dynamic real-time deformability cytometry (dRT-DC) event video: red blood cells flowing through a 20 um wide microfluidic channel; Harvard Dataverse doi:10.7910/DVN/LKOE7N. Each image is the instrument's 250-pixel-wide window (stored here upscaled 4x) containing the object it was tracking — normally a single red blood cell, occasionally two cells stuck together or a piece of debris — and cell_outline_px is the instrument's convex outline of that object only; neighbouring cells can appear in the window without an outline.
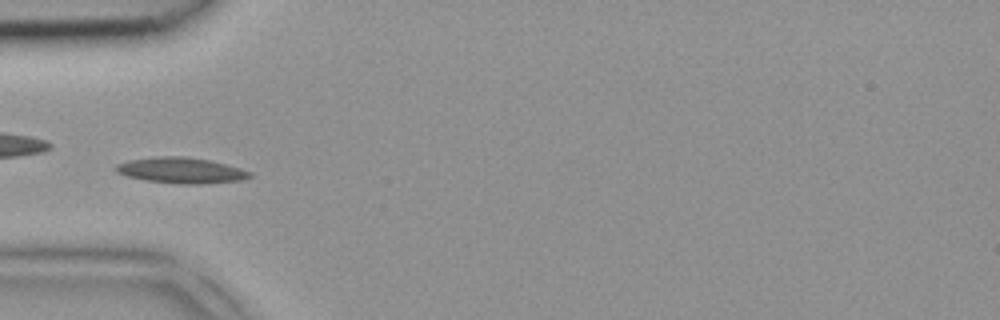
{"species": "common noctule bat (a hibernating species)", "species_latin": "Nyctalus noctula", "temperature_condition": "room temperature", "stored_images_in_passage": 5, "camera_frame_rate_fps": 3000, "um_per_image_px": 0.085, "animal": {"sex": "female", "body_mass_g": 18.4}, "frame": {"image": 1, "passage_image": 4, "time_ms": 1.0, "image_size_px": [1000, 320], "cell_outline_px": [[252, 176], [244, 180], [200, 184], [176, 184], [144, 180], [128, 176], [116, 172], [116, 164], [128, 160], [156, 156], [184, 156], [212, 160], [240, 168], [252, 172]], "centroid_in_image_um": [15.42, 14.48], "position_along_channel_um": 69.6, "area_um2": 20.35}}